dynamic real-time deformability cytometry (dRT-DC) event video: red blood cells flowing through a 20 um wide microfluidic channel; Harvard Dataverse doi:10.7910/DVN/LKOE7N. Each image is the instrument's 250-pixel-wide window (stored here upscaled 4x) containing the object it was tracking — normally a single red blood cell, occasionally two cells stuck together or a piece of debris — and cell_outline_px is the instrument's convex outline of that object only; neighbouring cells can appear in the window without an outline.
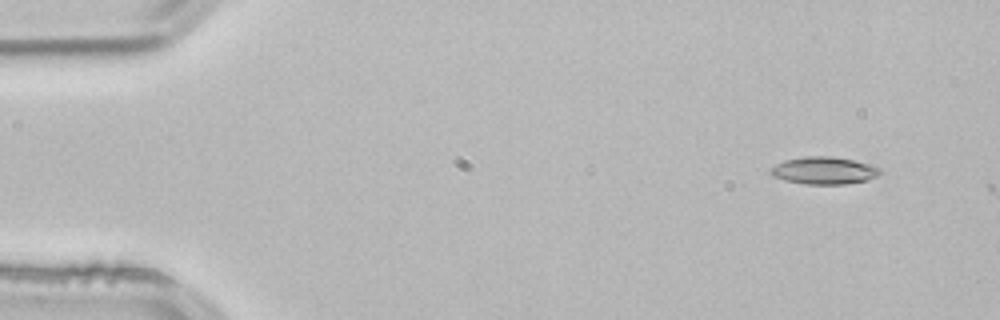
{"species": "common noctule bat (a hibernating species)", "species_latin": "Nyctalus noctula", "temperature_condition": "room temperature", "stored_images_in_passage": 3, "camera_frame_rate_fps": 3000, "um_per_image_px": 0.085, "animal": {"sex": "male", "body_mass_g": 21.5, "forearm_length_mm": 52.0}, "frame": {"image": 1, "passage_image": 1, "time_ms": 0.0, "image_size_px": [1000, 320], "cell_outline_px": [[880, 172], [876, 176], [868, 180], [844, 184], [804, 184], [784, 180], [772, 176], [772, 168], [776, 164], [784, 160], [804, 156], [832, 156], [872, 164], [880, 168]], "centroid_in_image_um": [70.05, 14.49], "position_along_channel_um": 15.0, "area_um2": 17.4}}